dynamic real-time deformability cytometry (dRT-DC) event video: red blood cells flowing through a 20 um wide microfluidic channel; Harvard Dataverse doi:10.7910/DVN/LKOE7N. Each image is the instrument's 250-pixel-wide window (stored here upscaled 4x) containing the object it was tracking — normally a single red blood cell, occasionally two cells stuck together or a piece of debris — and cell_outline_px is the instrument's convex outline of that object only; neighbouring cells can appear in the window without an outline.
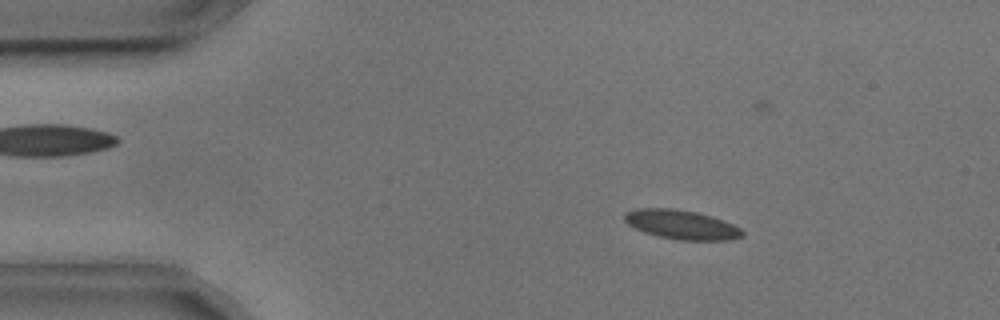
{"species": "common noctule bat (a hibernating species)", "species_latin": "Nyctalus noctula", "temperature_condition": "cold", "stored_images_in_passage": 55, "camera_frame_rate_fps": 3000, "um_per_image_px": 0.085, "animal": {"sex": "male", "body_mass_g": 17.9, "forearm_length_mm": 54.2}, "frame": {"image": 1, "passage_image": 8, "time_ms": 2.333, "image_size_px": [1000, 320], "cell_outline_px": [[744, 236], [728, 240], [680, 240], [660, 236], [644, 232], [628, 224], [624, 220], [624, 212], [636, 208], [672, 208], [696, 212], [712, 216], [724, 220], [740, 228], [744, 232]], "centroid_in_image_um": [57.93, 19.08], "position_along_channel_um": 27.1, "area_um2": 20.06}}
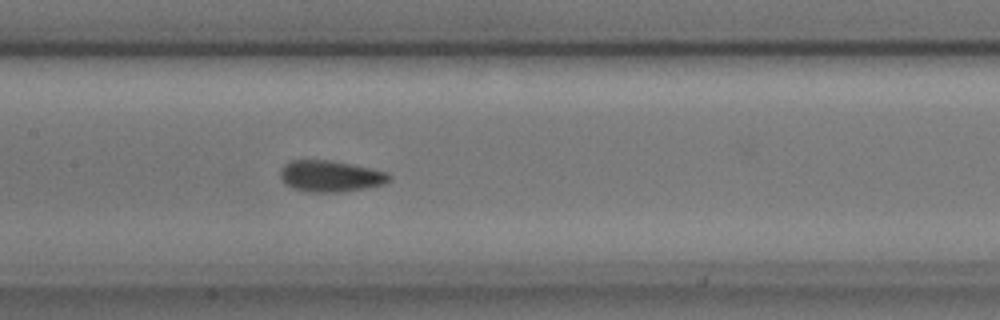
{"frame": {"image": 2, "passage_image": 25, "time_ms": 8.0, "image_size_px": [1000, 320], "cell_outline_px": [[392, 180], [384, 184], [364, 188], [340, 192], [304, 192], [292, 188], [284, 184], [280, 180], [280, 168], [284, 164], [292, 160], [332, 160], [372, 168], [388, 172], [392, 176]], "centroid_in_image_um": [28.07, 14.97], "position_along_channel_um": 179.3, "area_um2": 20.29}}
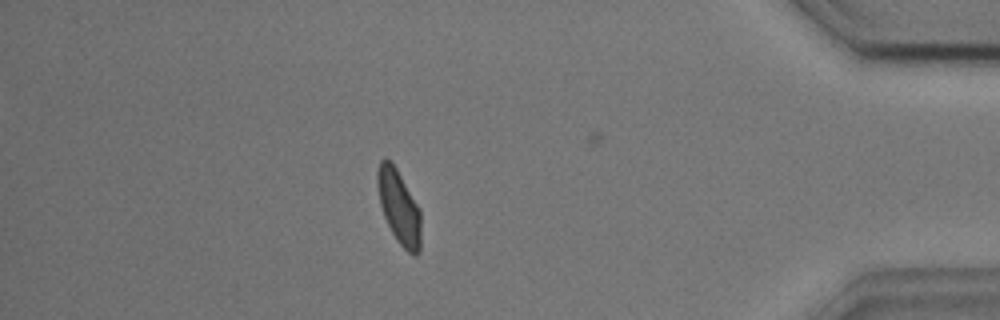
{"frame": {"image": 3, "passage_image": 47, "time_ms": 15.333, "image_size_px": [1000, 320], "cell_outline_px": [[420, 248], [416, 256], [412, 256], [396, 240], [384, 216], [380, 204], [376, 184], [376, 172], [380, 160], [384, 156], [396, 168], [420, 208]], "centroid_in_image_um": [33.89, 17.58], "position_along_channel_um": 401.3, "area_um2": 18.79}, "authors_computed_cell_mechanics": {"area_um2": 19.074, "velocity_mm_per_s": 3.6195, "shape_relaxation_time_tau1_ms": 7.2859, "shape_relaxation_time_tau2_ms": 1.1094, "deformation_change_tau1": 0.1276, "deformation_change_tau2": 0.0413}}